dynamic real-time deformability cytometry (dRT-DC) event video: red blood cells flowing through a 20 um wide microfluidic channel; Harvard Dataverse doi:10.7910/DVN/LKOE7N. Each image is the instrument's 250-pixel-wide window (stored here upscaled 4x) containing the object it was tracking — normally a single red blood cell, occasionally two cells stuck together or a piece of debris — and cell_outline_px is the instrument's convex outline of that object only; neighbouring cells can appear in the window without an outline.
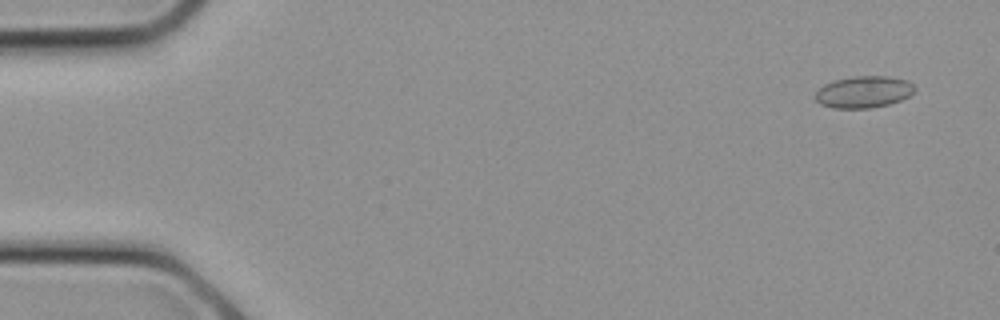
{"species": "common noctule bat (a hibernating species)", "species_latin": "Nyctalus noctula", "temperature_condition": "cold", "stored_images_in_passage": 16, "camera_frame_rate_fps": 3000, "um_per_image_px": 0.085, "animal": {"sex": "female", "body_mass_g": 21.9}, "frame": {"image": 1, "passage_image": 2, "time_ms": 0.333, "image_size_px": [1000, 320], "cell_outline_px": [[916, 88], [908, 96], [900, 100], [888, 104], [868, 108], [832, 108], [820, 104], [816, 100], [816, 92], [824, 84], [832, 80], [852, 76], [888, 76], [908, 80]], "centroid_in_image_um": [73.39, 7.8], "position_along_channel_um": 11.6, "area_um2": 18.38}}
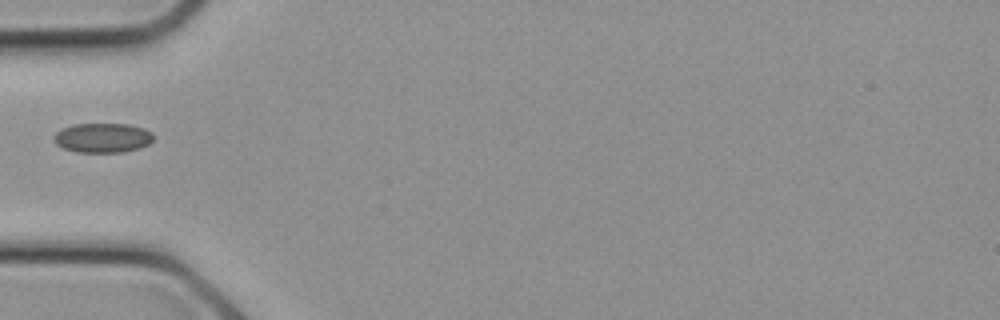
{"frame": {"image": 2, "passage_image": 9, "time_ms": 2.667, "image_size_px": [1000, 320], "cell_outline_px": [[152, 140], [148, 144], [140, 148], [124, 152], [76, 152], [64, 148], [56, 144], [52, 140], [52, 136], [60, 128], [72, 124], [128, 124], [144, 128], [152, 132]], "centroid_in_image_um": [8.68, 11.71], "position_along_channel_um": 76.3, "area_um2": 17.34}}
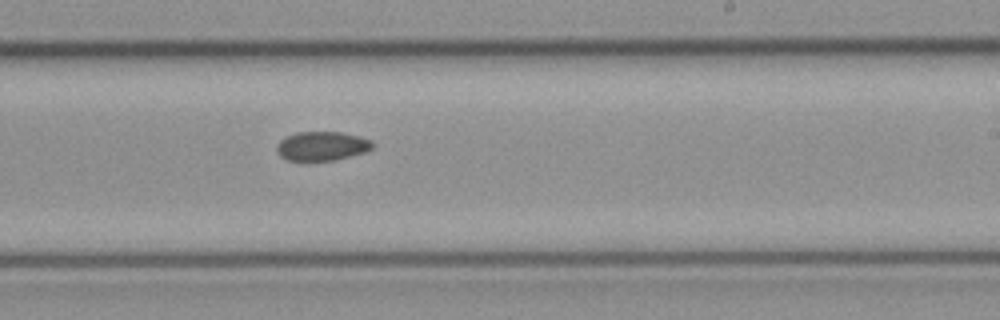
{"frame": {"image": 3, "passage_image": 16, "time_ms": 5.0, "image_size_px": [1000, 320], "cell_outline_px": [[372, 148], [364, 152], [336, 160], [288, 160], [280, 156], [276, 152], [276, 144], [284, 136], [296, 132], [340, 132], [372, 140]], "centroid_in_image_um": [27.3, 12.41], "position_along_channel_um": 261.7, "area_um2": 16.18}}